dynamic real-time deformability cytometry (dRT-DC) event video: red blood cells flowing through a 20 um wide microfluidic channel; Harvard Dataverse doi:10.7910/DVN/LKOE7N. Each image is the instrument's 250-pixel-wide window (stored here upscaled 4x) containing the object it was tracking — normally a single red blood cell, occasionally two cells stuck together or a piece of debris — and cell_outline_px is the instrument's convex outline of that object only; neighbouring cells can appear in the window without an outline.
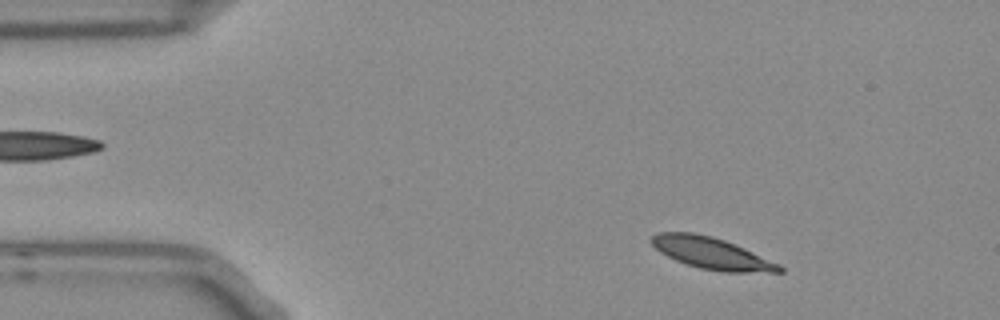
{"species": "Egyptian fruit bat (a non-hibernating species)", "species_latin": "Rousettus aegyptiacus", "temperature_condition": "room temperature", "stored_images_in_passage": 51, "camera_frame_rate_fps": 3000, "um_per_image_px": 0.085, "frame": {"image": 1, "passage_image": 4, "time_ms": 1.0, "image_size_px": [1000, 320], "cell_outline_px": [[784, 272], [724, 272], [700, 268], [676, 260], [660, 252], [648, 240], [656, 232], [692, 232], [712, 236], [724, 240], [744, 248], [780, 264], [784, 268]], "centroid_in_image_um": [60.48, 21.52], "position_along_channel_um": 24.5, "area_um2": 23.47}}
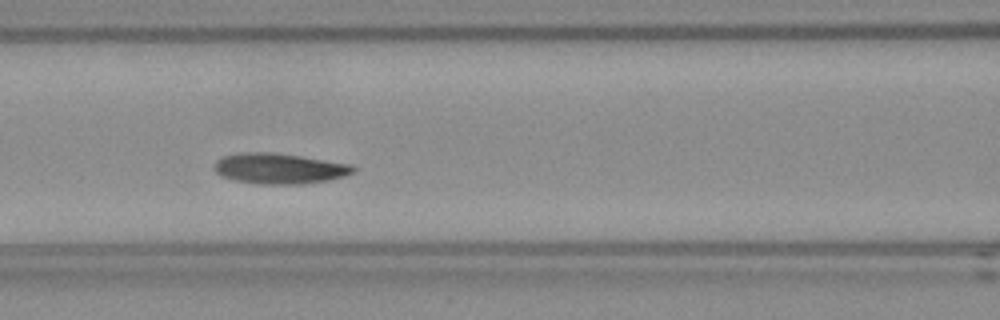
{"frame": {"image": 2, "passage_image": 19, "time_ms": 6.0, "image_size_px": [1000, 320], "cell_outline_px": [[356, 172], [344, 176], [328, 180], [304, 184], [256, 184], [236, 180], [220, 176], [212, 168], [212, 164], [216, 160], [224, 156], [240, 152], [272, 152], [300, 156], [352, 164], [356, 168]], "centroid_in_image_um": [23.72, 14.32], "position_along_channel_um": 142.9, "area_um2": 25.03}}
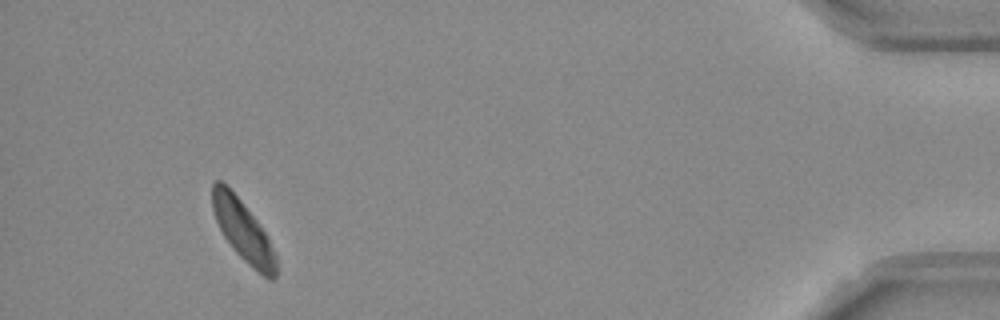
{"frame": {"image": 3, "passage_image": 47, "time_ms": 15.333, "image_size_px": [1000, 320], "cell_outline_px": [[276, 276], [272, 280], [268, 280], [252, 268], [232, 248], [224, 236], [216, 220], [212, 208], [212, 184], [216, 180], [220, 180], [240, 200], [260, 224], [276, 256]], "centroid_in_image_um": [20.66, 19.65], "position_along_channel_um": 414.5, "area_um2": 22.14}, "authors_computed_cell_mechanics": {"area_um2": 23.9292, "velocity_mm_per_s": 3.6773, "shape_relaxation_time_tau1_ms": 4.7942, "shape_relaxation_time_tau2_ms": null, "deformation_change_tau1": 0.1024, "deformation_change_tau2": null}}